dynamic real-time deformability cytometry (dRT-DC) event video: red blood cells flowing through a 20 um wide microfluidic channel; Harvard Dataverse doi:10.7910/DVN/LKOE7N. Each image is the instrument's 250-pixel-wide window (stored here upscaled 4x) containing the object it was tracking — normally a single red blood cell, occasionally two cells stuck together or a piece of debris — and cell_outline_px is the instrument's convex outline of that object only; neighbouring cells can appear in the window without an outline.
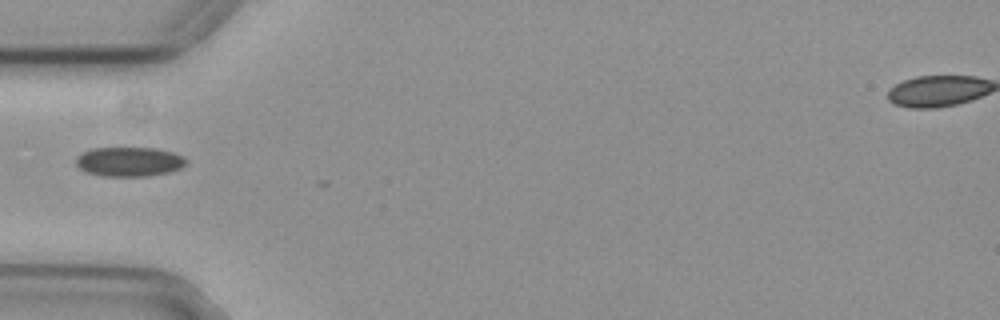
{"species": "common noctule bat (a hibernating species)", "species_latin": "Nyctalus noctula", "temperature_condition": "cold", "stored_images_in_passage": 4, "camera_frame_rate_fps": 3000, "um_per_image_px": 0.085, "animal": {"sex": "female", "body_mass_g": 29.2, "forearm_length_mm": 56.3}, "frame": {"image": 1, "passage_image": 1, "time_ms": 0.0, "image_size_px": [1000, 320], "cell_outline_px": [[188, 160], [180, 168], [168, 172], [148, 176], [100, 176], [88, 172], [80, 168], [76, 164], [76, 156], [80, 152], [92, 148], [156, 148], [172, 152], [184, 156]], "centroid_in_image_um": [10.96, 13.73], "position_along_channel_um": 74.0, "area_um2": 18.96}}